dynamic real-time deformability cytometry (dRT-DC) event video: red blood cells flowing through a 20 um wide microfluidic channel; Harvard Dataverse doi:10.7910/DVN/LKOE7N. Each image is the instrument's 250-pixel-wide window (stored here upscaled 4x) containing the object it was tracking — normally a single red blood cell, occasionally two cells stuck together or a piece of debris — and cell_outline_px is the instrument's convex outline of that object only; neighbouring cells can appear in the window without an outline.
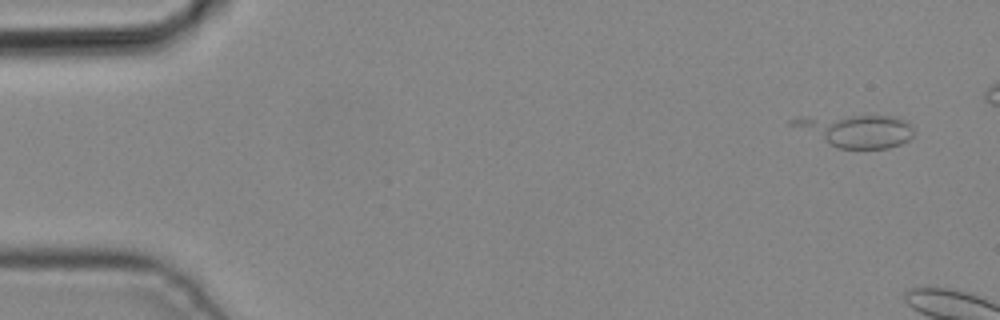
{"species": "common noctule bat (a hibernating species)", "species_latin": "Nyctalus noctula", "temperature_condition": "cold", "stored_images_in_passage": 8, "camera_frame_rate_fps": 3000, "um_per_image_px": 0.085, "animal": {"sex": "male", "body_mass_g": 19.2, "forearm_length_mm": 51.8}, "frame": {"image": 1, "passage_image": 2, "time_ms": 0.333, "image_size_px": [1000, 320], "cell_outline_px": [[912, 136], [908, 140], [900, 144], [888, 148], [836, 148], [788, 124], [788, 120], [804, 116], [892, 116], [904, 120], [912, 128]], "centroid_in_image_um": [72.71, 11.1], "position_along_channel_um": 12.3, "area_um2": 22.83}}